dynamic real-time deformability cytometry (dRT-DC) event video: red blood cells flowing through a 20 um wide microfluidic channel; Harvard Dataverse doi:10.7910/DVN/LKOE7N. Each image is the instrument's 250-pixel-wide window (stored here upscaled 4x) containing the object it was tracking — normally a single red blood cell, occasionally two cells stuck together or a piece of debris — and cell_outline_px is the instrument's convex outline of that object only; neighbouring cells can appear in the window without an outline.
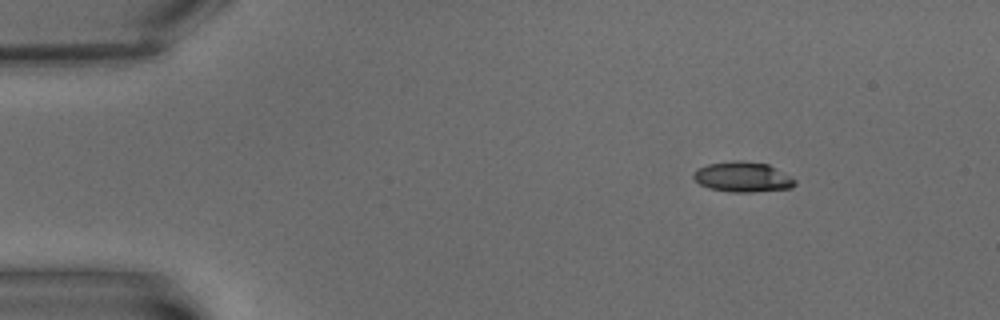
{"species": "common noctule bat (a hibernating species)", "species_latin": "Nyctalus noctula", "temperature_condition": "warm", "stored_images_in_passage": 4, "camera_frame_rate_fps": 3000, "um_per_image_px": 0.085, "animal": {"sex": "male", "body_mass_g": 15.6}, "frame": {"image": 1, "passage_image": 1, "time_ms": 0.0, "image_size_px": [1000, 320], "cell_outline_px": [[796, 184], [792, 188], [752, 192], [732, 192], [708, 188], [700, 184], [692, 176], [692, 172], [696, 168], [708, 164], [736, 160], [740, 160], [768, 164], [796, 180]], "centroid_in_image_um": [63.1, 15.04], "position_along_channel_um": 21.9, "area_um2": 17.86}}
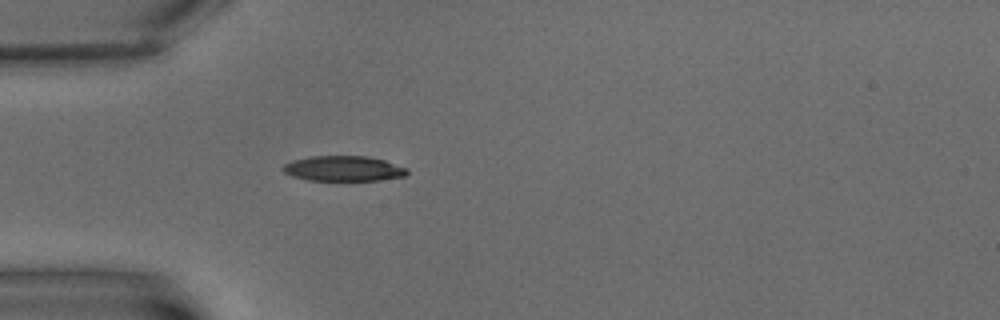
{"frame": {"image": 2, "passage_image": 4, "time_ms": 3.667, "image_size_px": [1000, 320], "cell_outline_px": [[408, 172], [404, 176], [380, 180], [308, 180], [292, 176], [284, 172], [280, 168], [284, 164], [292, 160], [312, 156], [368, 156], [384, 160], [408, 168]], "centroid_in_image_um": [29.18, 14.32], "position_along_channel_um": 55.8, "area_um2": 18.26}}